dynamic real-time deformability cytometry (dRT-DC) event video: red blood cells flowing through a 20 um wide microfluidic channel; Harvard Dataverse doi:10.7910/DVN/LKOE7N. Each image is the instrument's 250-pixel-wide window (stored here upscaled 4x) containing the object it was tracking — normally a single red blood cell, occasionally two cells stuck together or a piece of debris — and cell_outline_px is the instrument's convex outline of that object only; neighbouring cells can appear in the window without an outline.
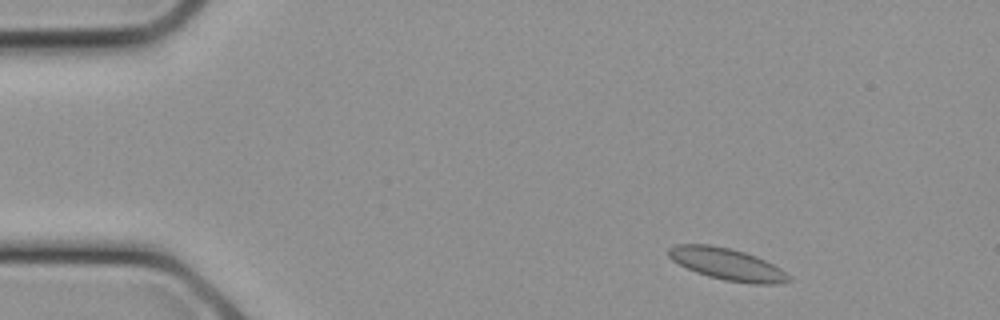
{"species": "common noctule bat (a hibernating species)", "species_latin": "Nyctalus noctula", "temperature_condition": "cold", "stored_images_in_passage": 7, "camera_frame_rate_fps": 3000, "um_per_image_px": 0.085, "animal": {"sex": "female", "body_mass_g": 21.9}, "frame": {"image": 1, "passage_image": 1, "time_ms": 0.0, "image_size_px": [1000, 320], "cell_outline_px": [[792, 280], [780, 284], [752, 284], [724, 280], [708, 276], [696, 272], [672, 260], [668, 256], [668, 248], [676, 244], [712, 244], [732, 248], [756, 256], [780, 268], [792, 276]], "centroid_in_image_um": [61.83, 22.45], "position_along_channel_um": 23.2, "area_um2": 22.48}}
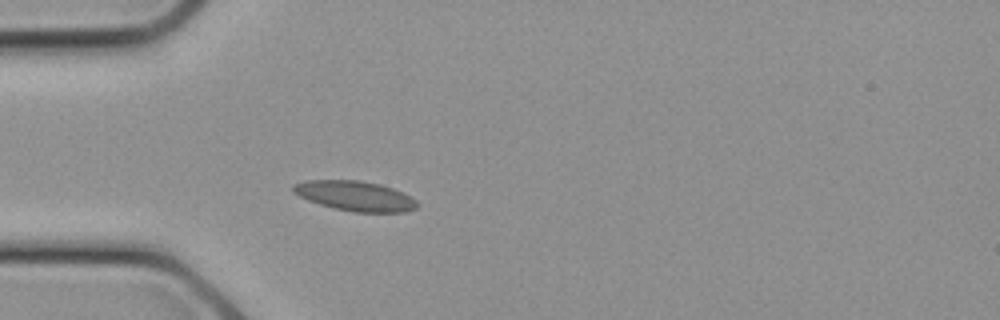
{"frame": {"image": 2, "passage_image": 5, "time_ms": 1.333, "image_size_px": [1000, 320], "cell_outline_px": [[420, 204], [416, 208], [404, 212], [356, 212], [336, 208], [320, 204], [308, 200], [292, 192], [292, 184], [304, 180], [360, 180], [380, 184], [392, 188], [416, 200]], "centroid_in_image_um": [30.16, 16.64], "position_along_channel_um": 54.8, "area_um2": 21.5}}
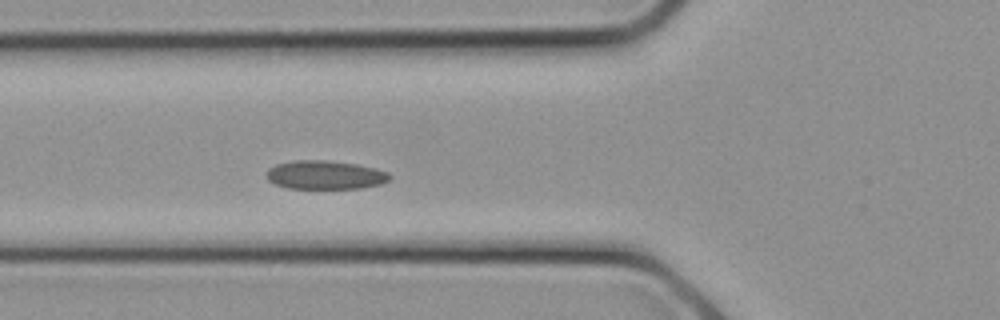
{"frame": {"image": 3, "passage_image": 7, "time_ms": 2.0, "image_size_px": [1000, 320], "cell_outline_px": [[392, 176], [388, 180], [380, 184], [360, 188], [288, 188], [276, 184], [268, 180], [264, 176], [268, 168], [276, 164], [296, 160], [324, 160], [356, 164], [388, 172]], "centroid_in_image_um": [27.59, 14.87], "position_along_channel_um": 98.2, "area_um2": 20.46}}